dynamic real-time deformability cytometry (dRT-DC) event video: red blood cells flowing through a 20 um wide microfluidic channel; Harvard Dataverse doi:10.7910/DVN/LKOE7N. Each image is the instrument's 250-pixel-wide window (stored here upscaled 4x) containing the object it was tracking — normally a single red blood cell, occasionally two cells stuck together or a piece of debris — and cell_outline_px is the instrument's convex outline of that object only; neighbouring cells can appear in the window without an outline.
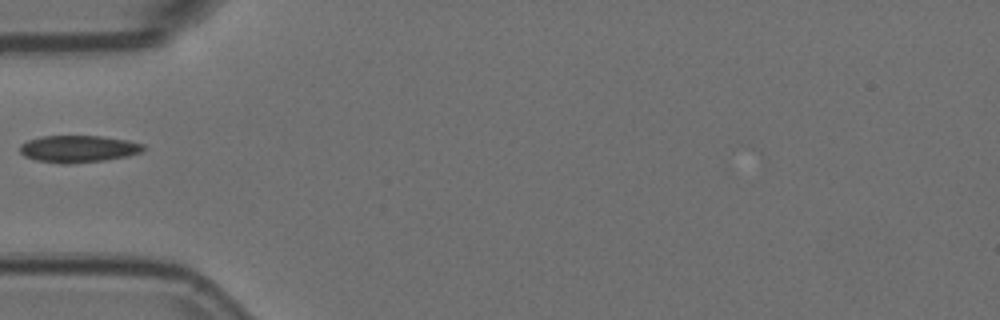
{"species": "Egyptian fruit bat (a non-hibernating species)", "species_latin": "Rousettus aegyptiacus", "temperature_condition": "room temperature", "stored_images_in_passage": 38, "camera_frame_rate_fps": 3000, "um_per_image_px": 0.085, "animal": {"sex": "female"}, "frame": {"image": 1, "passage_image": 1, "time_ms": 0.0, "image_size_px": [1000, 320], "cell_outline_px": [[144, 148], [140, 152], [128, 156], [104, 160], [68, 164], [64, 164], [36, 160], [24, 156], [20, 152], [20, 144], [28, 140], [40, 136], [100, 136], [128, 140], [144, 144]], "centroid_in_image_um": [6.64, 12.65], "position_along_channel_um": 78.4, "area_um2": 19.42}}
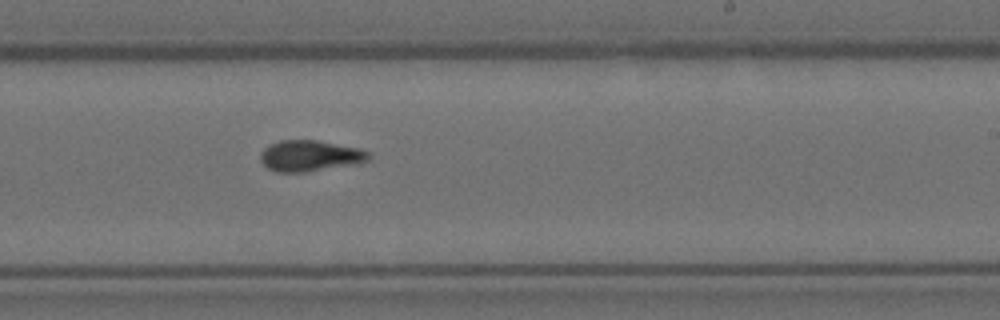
{"frame": {"image": 2, "passage_image": 16, "time_ms": 5.0, "image_size_px": [1000, 320], "cell_outline_px": [[372, 156], [368, 160], [360, 164], [304, 172], [276, 172], [268, 168], [260, 160], [260, 152], [264, 148], [280, 140], [316, 140], [360, 148], [368, 152]], "centroid_in_image_um": [26.38, 13.25], "position_along_channel_um": 262.6, "area_um2": 19.71}}
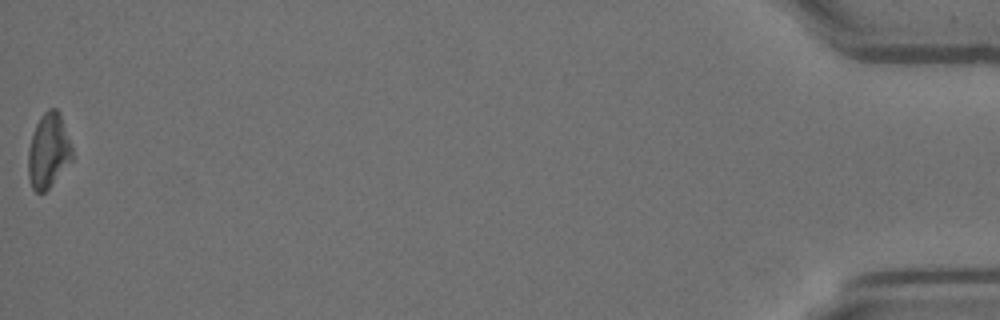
{"frame": {"image": 3, "passage_image": 38, "time_ms": 12.333, "image_size_px": [1000, 320], "cell_outline_px": [[72, 160], [48, 188], [44, 192], [36, 192], [32, 188], [28, 176], [28, 152], [32, 136], [36, 124], [40, 116], [48, 108], [56, 108], [60, 112], [72, 148]], "centroid_in_image_um": [4.11, 12.79], "position_along_channel_um": 431.1, "area_um2": 18.96}}